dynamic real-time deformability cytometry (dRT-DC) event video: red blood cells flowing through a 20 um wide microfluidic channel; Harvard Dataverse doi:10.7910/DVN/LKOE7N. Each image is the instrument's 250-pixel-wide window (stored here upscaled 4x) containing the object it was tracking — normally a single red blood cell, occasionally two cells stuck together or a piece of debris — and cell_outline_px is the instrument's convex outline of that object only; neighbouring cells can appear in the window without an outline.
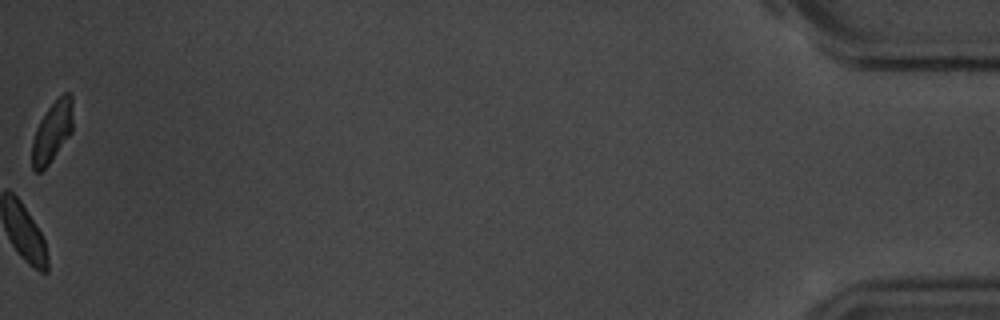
{"species": "common noctule bat (a hibernating species)", "species_latin": "Nyctalus noctula", "temperature_condition": "room temperature", "stored_images_in_passage": 55, "camera_frame_rate_fps": 3000, "um_per_image_px": 0.085, "animal": {"sex": "male", "body_mass_g": 20.1, "forearm_length_mm": 53.5}, "frame": {"image": 1, "passage_image": 55, "time_ms": 18.0, "image_size_px": [1000, 320], "cell_outline_px": [[72, 132], [48, 164], [40, 172], [36, 172], [32, 168], [32, 144], [36, 128], [40, 120], [48, 108], [64, 92], [68, 92], [72, 96]], "centroid_in_image_um": [4.44, 11.19], "position_along_channel_um": 430.8, "area_um2": 14.22}, "authors_computed_cell_mechanics": {"area_um2": 16.8198, "velocity_mm_per_s": 3.606, "shape_relaxation_time_tau1_ms": 5.5946, "shape_relaxation_time_tau2_ms": null, "deformation_change_tau1": 0.1559, "deformation_change_tau2": null}}